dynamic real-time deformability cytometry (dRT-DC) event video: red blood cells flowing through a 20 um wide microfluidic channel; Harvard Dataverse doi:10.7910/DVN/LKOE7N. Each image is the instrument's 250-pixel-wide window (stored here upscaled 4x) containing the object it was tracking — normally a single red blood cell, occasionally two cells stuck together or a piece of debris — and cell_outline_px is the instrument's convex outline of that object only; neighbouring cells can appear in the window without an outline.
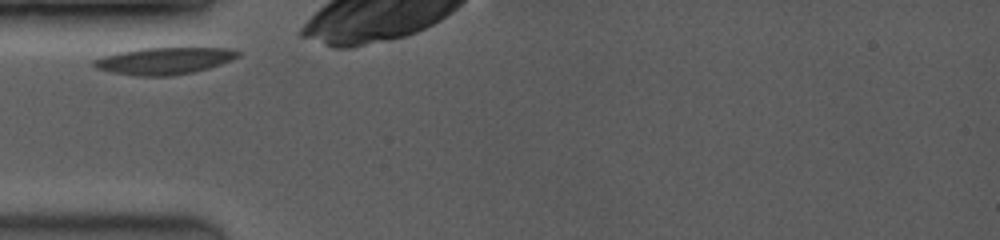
{"species": "common noctule bat (a hibernating species)", "species_latin": "Nyctalus noctula", "temperature_condition": "room temperature", "stored_images_in_passage": 32, "camera_frame_rate_fps": 3500, "um_per_image_px": 0.085, "animal": {"sex": "female", "body_mass_g": 19.0, "forearm_length_mm": 53.3}, "frame": {"image": 1, "passage_image": 1, "time_ms": 0.0, "image_size_px": [1000, 240], "cell_outline_px": [[240, 56], [232, 60], [196, 72], [172, 76], [136, 76], [112, 72], [96, 68], [92, 64], [92, 60], [104, 56], [120, 52], [140, 48], [224, 48], [240, 52]], "centroid_in_image_um": [13.95, 5.18], "position_along_channel_um": 71.0, "area_um2": 22.54}}
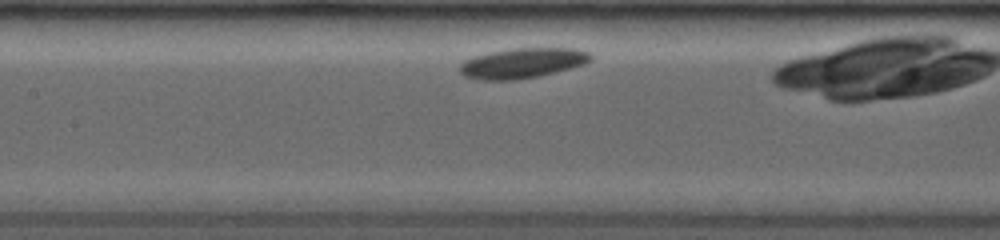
{"frame": {"image": 2, "passage_image": 10, "time_ms": 2.571, "image_size_px": [1000, 240], "cell_outline_px": [[592, 60], [584, 64], [556, 72], [540, 76], [512, 80], [476, 80], [464, 76], [460, 72], [460, 64], [464, 60], [476, 56], [492, 52], [512, 48], [572, 48], [588, 52], [592, 56]], "centroid_in_image_um": [44.4, 5.37], "position_along_channel_um": 163.0, "area_um2": 22.95}}
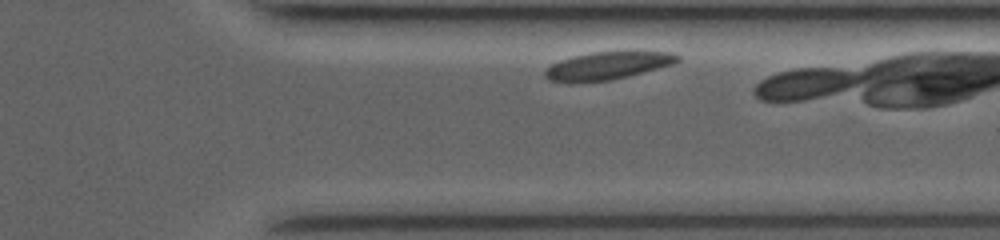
{"frame": {"image": 3, "passage_image": 29, "time_ms": 8.0, "image_size_px": [1000, 240], "cell_outline_px": [[680, 60], [672, 64], [628, 76], [612, 80], [580, 84], [568, 84], [548, 80], [544, 76], [544, 72], [552, 64], [560, 60], [592, 52], [628, 48], [632, 48], [672, 52], [680, 56]], "centroid_in_image_um": [51.68, 5.56], "position_along_channel_um": 359.7, "area_um2": 22.77}}